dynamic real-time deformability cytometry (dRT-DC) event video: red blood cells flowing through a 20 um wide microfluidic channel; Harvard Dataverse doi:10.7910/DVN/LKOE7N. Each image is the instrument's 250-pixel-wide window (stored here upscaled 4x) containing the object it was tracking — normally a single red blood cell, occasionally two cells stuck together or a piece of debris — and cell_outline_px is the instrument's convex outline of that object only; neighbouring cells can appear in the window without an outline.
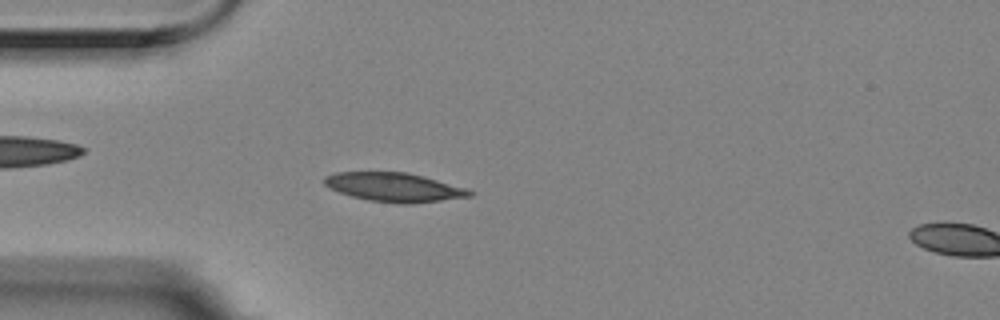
{"species": "Egyptian fruit bat (a non-hibernating species)", "species_latin": "Rousettus aegyptiacus", "temperature_condition": "room temperature", "stored_images_in_passage": 5, "camera_frame_rate_fps": 3000, "um_per_image_px": 0.085, "animal": {"sex": "female"}, "frame": {"image": 1, "passage_image": 4, "time_ms": 1.0, "image_size_px": [1000, 320], "cell_outline_px": [[472, 196], [412, 204], [400, 204], [368, 200], [352, 196], [340, 192], [324, 184], [324, 176], [336, 172], [404, 172], [424, 176], [464, 188], [472, 192]], "centroid_in_image_um": [33.48, 15.91], "position_along_channel_um": 51.5, "area_um2": 24.22}}